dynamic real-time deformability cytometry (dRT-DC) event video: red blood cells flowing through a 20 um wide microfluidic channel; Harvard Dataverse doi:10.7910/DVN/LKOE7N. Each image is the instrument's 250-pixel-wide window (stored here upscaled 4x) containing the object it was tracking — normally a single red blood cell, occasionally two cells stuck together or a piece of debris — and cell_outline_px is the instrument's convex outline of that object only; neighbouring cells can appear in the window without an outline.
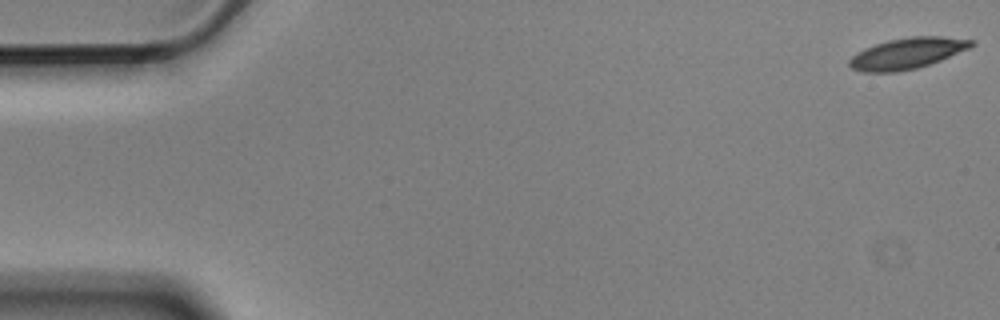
{"species": "Egyptian fruit bat (a non-hibernating species)", "species_latin": "Rousettus aegyptiacus", "temperature_condition": "cold", "stored_images_in_passage": 5, "segment_of_instrument_passage": [2, 2], "camera_frame_rate_fps": 3000, "um_per_image_px": 0.085, "animal": {"sex": "male"}, "frame": {"image": 1, "passage_image": 5, "time_ms": 1.333, "image_size_px": [1000, 320], "cell_outline_px": [[976, 44], [968, 48], [940, 60], [916, 68], [896, 72], [864, 72], [852, 68], [848, 64], [848, 60], [856, 52], [864, 48], [888, 40], [908, 36], [940, 36], [972, 40]], "centroid_in_image_um": [77.07, 4.53], "position_along_channel_um": 7.9, "area_um2": 21.85}}